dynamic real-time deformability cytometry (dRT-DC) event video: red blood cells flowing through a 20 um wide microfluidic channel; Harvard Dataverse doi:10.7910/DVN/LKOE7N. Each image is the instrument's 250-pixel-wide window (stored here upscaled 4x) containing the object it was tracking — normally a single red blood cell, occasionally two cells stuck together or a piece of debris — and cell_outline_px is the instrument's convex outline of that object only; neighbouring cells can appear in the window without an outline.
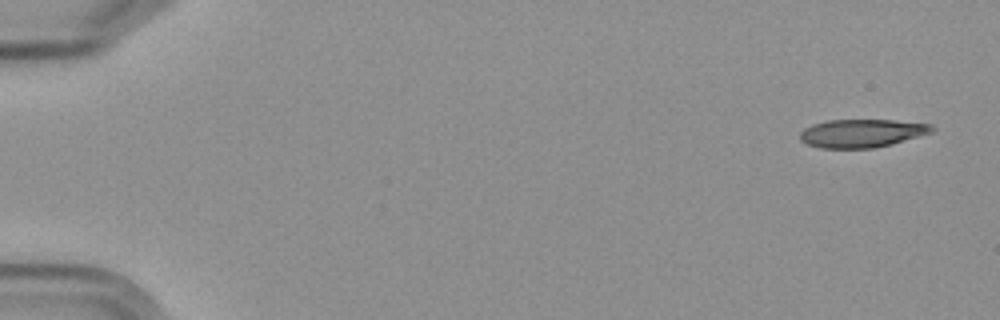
{"species": "Egyptian fruit bat (a non-hibernating species)", "species_latin": "Rousettus aegyptiacus", "temperature_condition": "cold", "stored_images_in_passage": 7, "camera_frame_rate_fps": 3000, "um_per_image_px": 0.085, "frame": {"image": 1, "passage_image": 1, "time_ms": 0.0, "image_size_px": [1000, 320], "cell_outline_px": [[936, 132], [892, 144], [872, 148], [820, 148], [808, 144], [800, 140], [800, 132], [804, 128], [812, 124], [828, 120], [896, 120], [932, 124], [936, 128]], "centroid_in_image_um": [73.32, 11.32], "position_along_channel_um": 11.7, "area_um2": 21.96}}
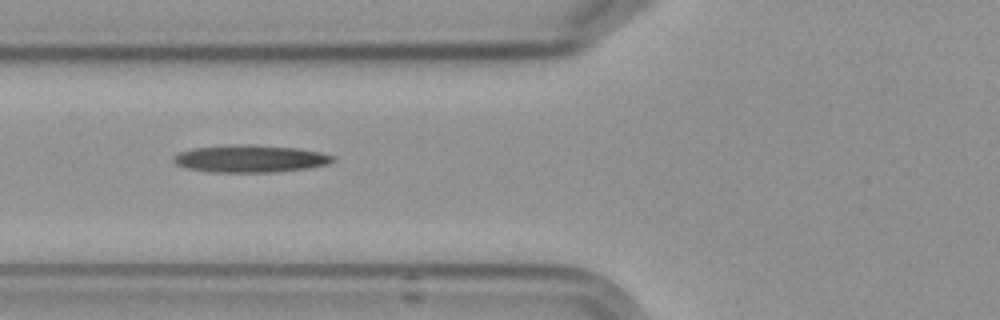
{"frame": {"image": 2, "passage_image": 6, "time_ms": 6.667, "image_size_px": [1000, 320], "cell_outline_px": [[336, 160], [324, 164], [308, 168], [272, 172], [208, 172], [184, 168], [176, 164], [172, 160], [172, 156], [180, 152], [192, 148], [228, 144], [248, 144], [300, 148], [320, 152], [336, 156]], "centroid_in_image_um": [21.22, 13.48], "position_along_channel_um": 104.6, "area_um2": 25.72}}